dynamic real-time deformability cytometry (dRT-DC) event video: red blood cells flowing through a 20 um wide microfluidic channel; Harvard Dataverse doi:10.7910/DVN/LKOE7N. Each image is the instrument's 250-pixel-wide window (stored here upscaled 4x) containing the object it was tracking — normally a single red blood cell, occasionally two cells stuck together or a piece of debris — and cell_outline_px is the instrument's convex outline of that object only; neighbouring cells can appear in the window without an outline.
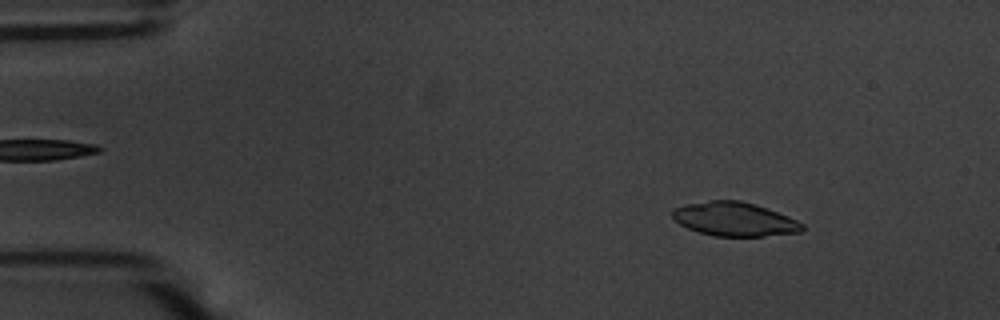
{"species": "common noctule bat (a hibernating species)", "species_latin": "Nyctalus noctula", "temperature_condition": "warm", "stored_images_in_passage": 54, "camera_frame_rate_fps": 3000, "um_per_image_px": 0.085, "animal": {"sex": "male", "body_mass_g": 20.1, "forearm_length_mm": 53.5}, "frame": {"image": 1, "passage_image": 7, "time_ms": 2.0, "image_size_px": [1000, 320], "cell_outline_px": [[804, 228], [800, 232], [764, 236], [712, 236], [688, 228], [680, 224], [672, 216], [672, 208], [684, 204], [712, 200], [740, 200], [756, 204], [788, 216], [804, 224]], "centroid_in_image_um": [62.42, 18.62], "position_along_channel_um": 22.6, "area_um2": 25.66}}
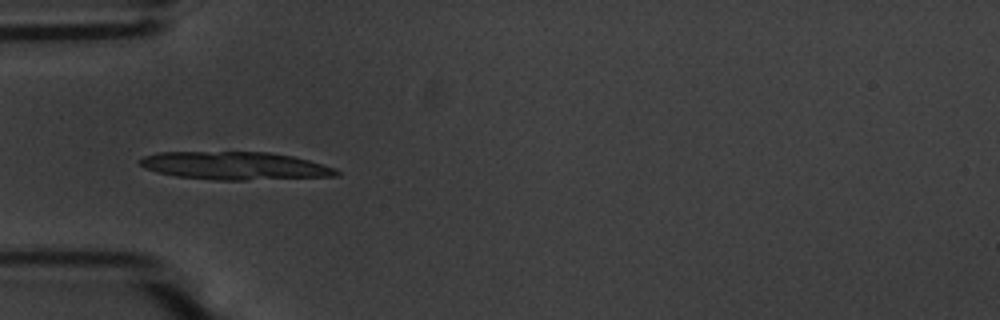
{"frame": {"image": 2, "passage_image": 17, "time_ms": 5.333, "image_size_px": [1000, 320], "cell_outline_px": [[340, 176], [244, 180], [212, 180], [176, 176], [156, 172], [144, 168], [136, 160], [144, 156], [156, 152], [268, 152], [292, 156], [308, 160], [336, 168], [340, 172]], "centroid_in_image_um": [19.94, 14.09], "position_along_channel_um": 65.1, "area_um2": 32.19}}
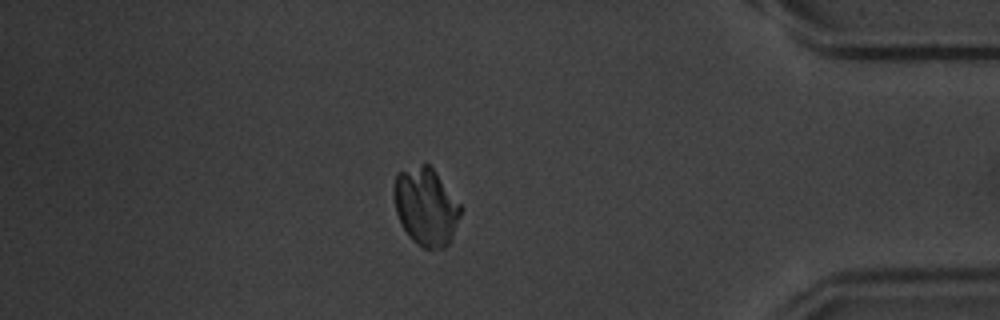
{"frame": {"image": 3, "passage_image": 47, "time_ms": 15.333, "image_size_px": [1000, 320], "cell_outline_px": [[460, 216], [452, 240], [444, 248], [424, 248], [416, 244], [412, 240], [400, 224], [396, 212], [392, 188], [396, 172], [424, 164], [428, 164], [436, 172], [460, 204]], "centroid_in_image_um": [36.17, 17.58], "position_along_channel_um": 399.0, "area_um2": 30.29}}